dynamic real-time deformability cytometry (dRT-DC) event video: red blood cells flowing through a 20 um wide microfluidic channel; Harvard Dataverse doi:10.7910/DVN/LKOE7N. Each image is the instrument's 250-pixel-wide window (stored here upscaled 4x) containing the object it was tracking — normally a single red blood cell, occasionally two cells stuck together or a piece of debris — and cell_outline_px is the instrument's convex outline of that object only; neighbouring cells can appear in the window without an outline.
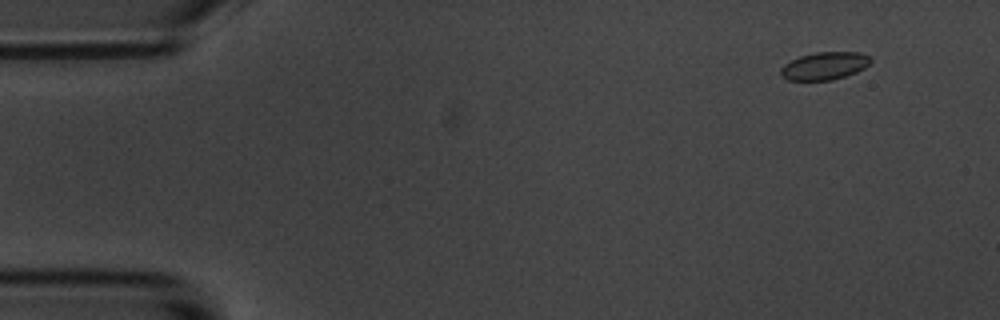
{"species": "common noctule bat (a hibernating species)", "species_latin": "Nyctalus noctula", "temperature_condition": "room temperature", "stored_images_in_passage": 5, "camera_frame_rate_fps": 3000, "um_per_image_px": 0.085, "animal": {"sex": "male", "body_mass_g": 20.1, "forearm_length_mm": 53.5}, "frame": {"image": 1, "passage_image": 2, "time_ms": 1.333, "image_size_px": [1000, 320], "cell_outline_px": [[872, 60], [864, 68], [856, 72], [832, 80], [788, 80], [780, 76], [780, 68], [784, 64], [800, 56], [816, 52], [860, 52], [868, 56]], "centroid_in_image_um": [70.06, 5.6], "position_along_channel_um": 14.9, "area_um2": 14.45}}
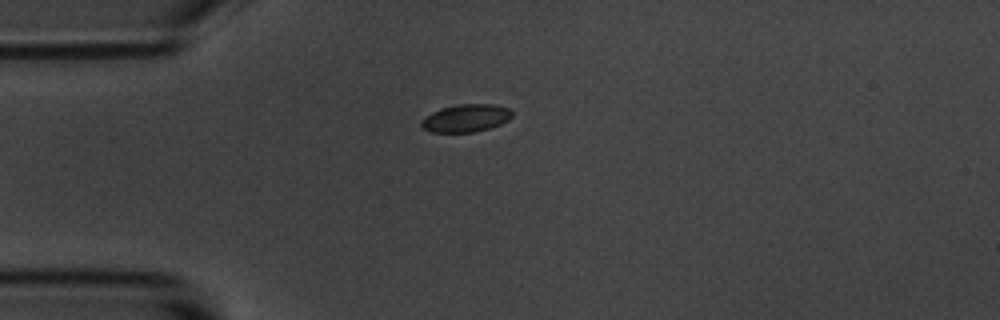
{"frame": {"image": 2, "passage_image": 5, "time_ms": 4.667, "image_size_px": [1000, 320], "cell_outline_px": [[512, 116], [508, 120], [500, 124], [476, 132], [432, 132], [424, 128], [420, 124], [420, 120], [424, 116], [440, 108], [460, 104], [496, 104], [508, 108], [512, 112]], "centroid_in_image_um": [39.59, 10.03], "position_along_channel_um": 45.4, "area_um2": 14.68}}